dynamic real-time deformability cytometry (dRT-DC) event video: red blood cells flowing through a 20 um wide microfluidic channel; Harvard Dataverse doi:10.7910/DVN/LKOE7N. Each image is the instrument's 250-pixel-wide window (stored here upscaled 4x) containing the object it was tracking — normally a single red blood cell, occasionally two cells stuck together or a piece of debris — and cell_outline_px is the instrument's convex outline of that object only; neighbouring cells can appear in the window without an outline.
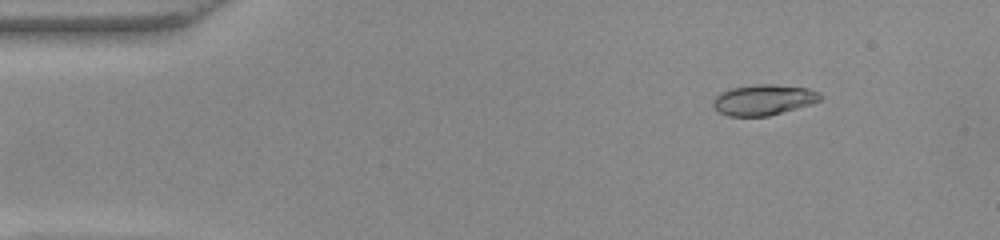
{"species": "common noctule bat (a hibernating species)", "species_latin": "Nyctalus noctula", "temperature_condition": "warm", "stored_images_in_passage": 50, "camera_frame_rate_fps": 3000, "um_per_image_px": 0.085, "animal": {"sex": "female", "body_mass_g": 22.0, "forearm_length_mm": 56.7}, "frame": {"image": 1, "passage_image": 6, "time_ms": 1.667, "image_size_px": [1000, 240], "cell_outline_px": [[824, 96], [820, 100], [812, 104], [768, 116], [728, 116], [720, 112], [712, 104], [716, 96], [720, 92], [732, 88], [756, 84], [776, 84], [808, 88], [820, 92]], "centroid_in_image_um": [64.95, 8.48], "position_along_channel_um": 20.1, "area_um2": 19.19}}
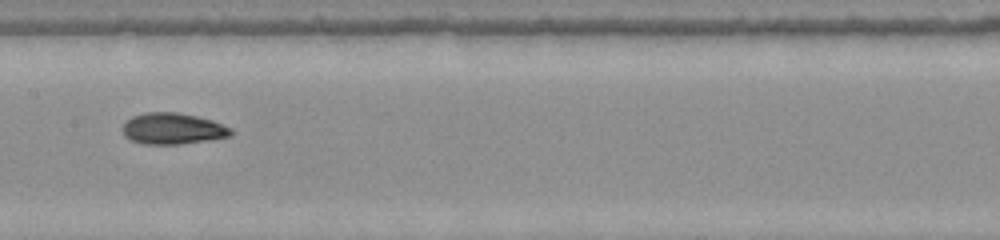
{"frame": {"image": 2, "passage_image": 25, "time_ms": 8.0, "image_size_px": [1000, 240], "cell_outline_px": [[232, 136], [208, 140], [176, 144], [144, 144], [128, 140], [124, 136], [124, 124], [132, 116], [148, 112], [176, 112], [196, 116], [212, 120], [232, 128]], "centroid_in_image_um": [14.69, 10.94], "position_along_channel_um": 192.7, "area_um2": 19.65}}
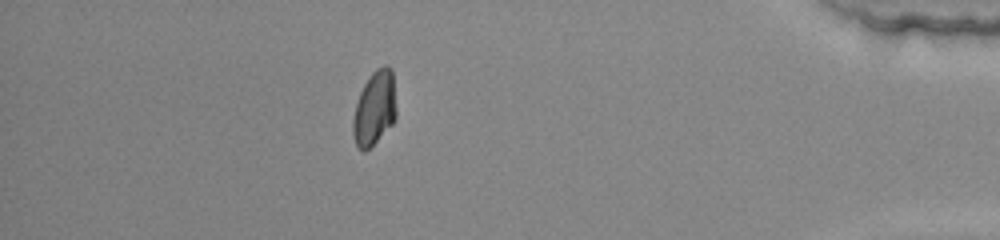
{"frame": {"image": 3, "passage_image": 44, "time_ms": 14.333, "image_size_px": [1000, 240], "cell_outline_px": [[396, 116], [392, 124], [364, 152], [356, 144], [352, 132], [352, 120], [356, 104], [360, 92], [368, 76], [376, 68], [384, 64], [388, 64], [392, 68], [396, 108]], "centroid_in_image_um": [31.84, 9.14], "position_along_channel_um": 403.4, "area_um2": 18.73}, "authors_computed_cell_mechanics": {"area_um2": 18.9295, "velocity_mm_per_s": 4.0756, "shape_relaxation_time_tau1_ms": 6.9244, "shape_relaxation_time_tau2_ms": 1.7385, "deformation_change_tau1": 0.2333, "deformation_change_tau2": 0.0548}}